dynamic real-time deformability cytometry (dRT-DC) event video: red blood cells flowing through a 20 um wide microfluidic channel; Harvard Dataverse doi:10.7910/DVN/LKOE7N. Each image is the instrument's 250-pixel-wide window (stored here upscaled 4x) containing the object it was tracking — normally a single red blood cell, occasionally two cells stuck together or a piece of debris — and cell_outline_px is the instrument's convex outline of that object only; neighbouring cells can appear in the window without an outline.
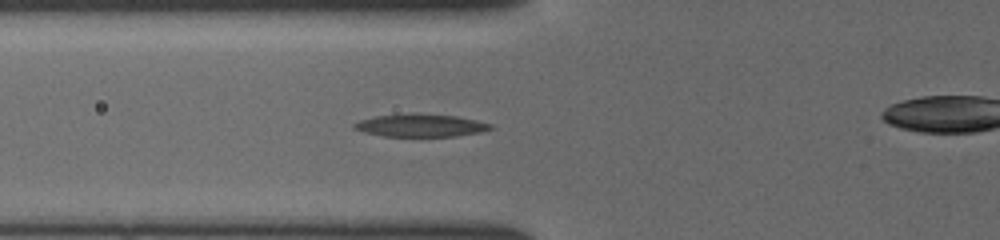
{"species": "common noctule bat (a hibernating species)", "species_latin": "Nyctalus noctula", "temperature_condition": "cold", "stored_images_in_passage": 34, "camera_frame_rate_fps": 3000, "um_per_image_px": 0.085, "animal": {"sex": "female", "body_mass_g": 19.5, "forearm_length_mm": 54.1}, "frame": {"image": 1, "passage_image": 8, "time_ms": 2.333, "image_size_px": [1000, 240], "cell_outline_px": [[496, 128], [480, 132], [456, 136], [384, 136], [364, 132], [352, 128], [352, 124], [360, 120], [376, 116], [408, 112], [420, 112], [456, 116], [476, 120], [492, 124]], "centroid_in_image_um": [35.76, 10.64], "position_along_channel_um": 90.0, "area_um2": 18.44}}
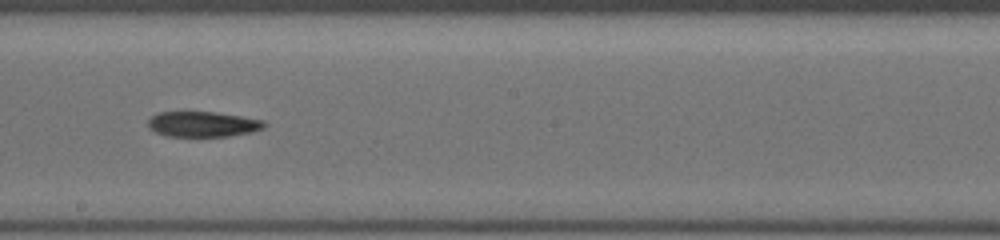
{"frame": {"image": 2, "passage_image": 18, "time_ms": 5.667, "image_size_px": [1000, 240], "cell_outline_px": [[268, 124], [264, 128], [252, 132], [228, 136], [168, 136], [156, 132], [148, 128], [148, 120], [156, 112], [216, 112], [264, 120]], "centroid_in_image_um": [17.25, 10.55], "position_along_channel_um": 230.9, "area_um2": 17.22}}
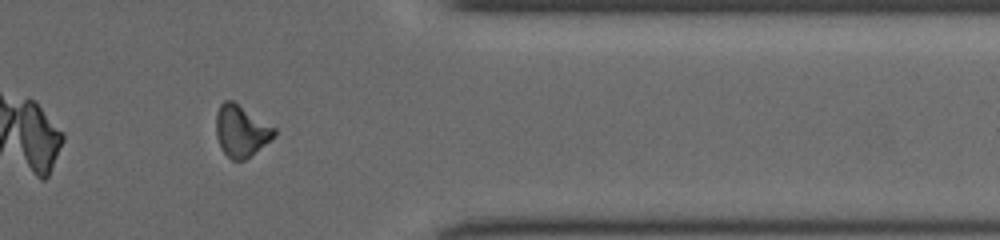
{"frame": {"image": 3, "passage_image": 30, "time_ms": 9.667, "image_size_px": [1000, 240], "cell_outline_px": [[276, 136], [244, 160], [232, 160], [220, 148], [216, 136], [216, 112], [220, 104], [224, 100], [232, 100], [276, 128]], "centroid_in_image_um": [20.48, 11.12], "position_along_channel_um": 390.9, "area_um2": 17.46}}